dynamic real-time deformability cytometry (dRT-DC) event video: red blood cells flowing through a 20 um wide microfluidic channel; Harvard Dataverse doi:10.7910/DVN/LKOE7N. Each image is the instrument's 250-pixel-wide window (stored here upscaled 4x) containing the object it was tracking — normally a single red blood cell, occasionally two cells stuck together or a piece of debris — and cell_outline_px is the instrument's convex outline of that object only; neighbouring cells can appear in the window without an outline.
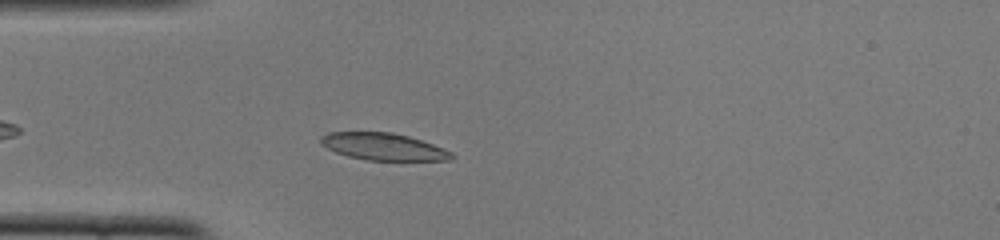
{"species": "common noctule bat (a hibernating species)", "species_latin": "Nyctalus noctula", "temperature_condition": "cold", "stored_images_in_passage": 42, "camera_frame_rate_fps": 3000, "um_per_image_px": 0.085, "animal": {"sex": "female", "body_mass_g": 22.0, "forearm_length_mm": 56.7}, "frame": {"image": 1, "passage_image": 5, "time_ms": 1.333, "image_size_px": [1000, 240], "cell_outline_px": [[456, 156], [452, 160], [368, 160], [348, 156], [336, 152], [320, 144], [320, 136], [328, 132], [392, 132], [408, 136], [432, 144], [452, 152]], "centroid_in_image_um": [32.58, 12.46], "position_along_channel_um": 52.4, "area_um2": 20.58}}
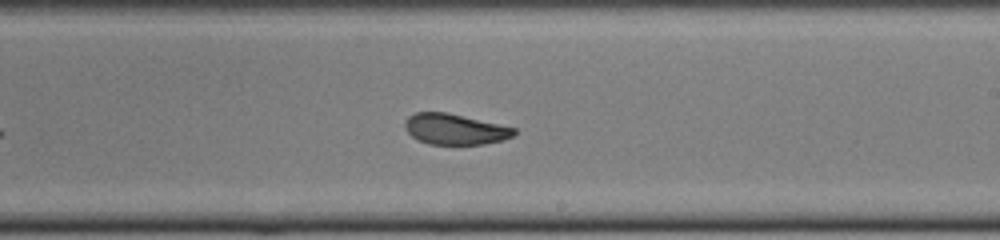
{"frame": {"image": 2, "passage_image": 21, "time_ms": 6.667, "image_size_px": [1000, 240], "cell_outline_px": [[516, 132], [512, 136], [504, 140], [484, 144], [428, 144], [416, 140], [404, 128], [404, 124], [408, 116], [416, 112], [448, 112], [516, 128]], "centroid_in_image_um": [38.65, 10.98], "position_along_channel_um": 250.4, "area_um2": 19.65}}
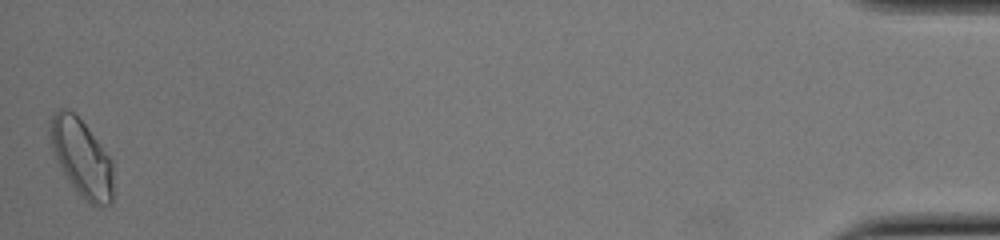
{"frame": {"image": 3, "passage_image": 42, "time_ms": 13.667, "image_size_px": [1000, 240], "cell_outline_px": [[112, 204], [100, 208], [92, 204], [80, 196], [64, 172], [52, 152], [48, 136], [48, 132], [52, 116], [60, 108], [64, 108], [72, 112], [84, 124], [112, 160]], "centroid_in_image_um": [6.93, 13.44], "position_along_channel_um": 428.3, "area_um2": 28.09}, "authors_computed_cell_mechanics": {"area_um2": 21.0103, "velocity_mm_per_s": 3.8476, "shape_relaxation_time_tau1_ms": 4.9922, "shape_relaxation_time_tau2_ms": 1.8788, "deformation_change_tau1": 0.1316, "deformation_change_tau2": 0.0636}}